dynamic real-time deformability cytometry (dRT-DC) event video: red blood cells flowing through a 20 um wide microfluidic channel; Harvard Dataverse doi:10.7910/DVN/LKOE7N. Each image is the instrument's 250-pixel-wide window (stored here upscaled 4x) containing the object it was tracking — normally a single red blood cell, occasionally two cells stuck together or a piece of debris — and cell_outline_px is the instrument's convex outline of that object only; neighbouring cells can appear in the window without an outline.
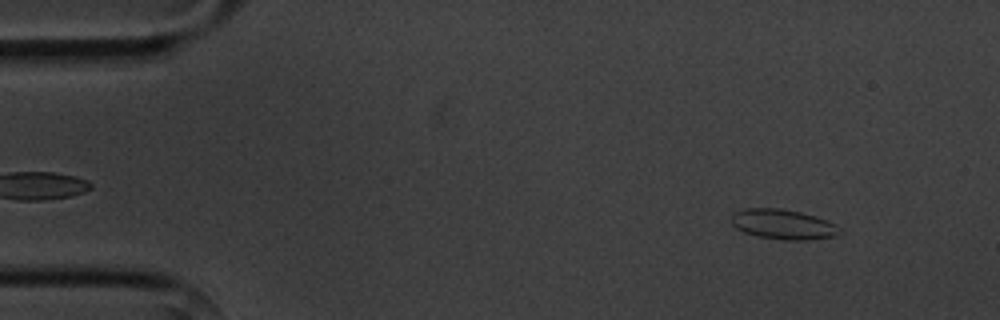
{"species": "common noctule bat (a hibernating species)", "species_latin": "Nyctalus noctula", "temperature_condition": "cold", "stored_images_in_passage": 3, "camera_frame_rate_fps": 3000, "um_per_image_px": 0.085, "animal": {"sex": "male", "body_mass_g": 20.1, "forearm_length_mm": 53.5}, "frame": {"image": 1, "passage_image": 1, "time_ms": 0.0, "image_size_px": [1000, 320], "cell_outline_px": [[844, 232], [836, 236], [808, 240], [784, 240], [760, 236], [744, 232], [736, 228], [732, 224], [732, 212], [744, 208], [780, 208], [800, 212], [816, 216], [828, 220], [836, 224]], "centroid_in_image_um": [66.6, 19.06], "position_along_channel_um": 18.4, "area_um2": 19.13}}